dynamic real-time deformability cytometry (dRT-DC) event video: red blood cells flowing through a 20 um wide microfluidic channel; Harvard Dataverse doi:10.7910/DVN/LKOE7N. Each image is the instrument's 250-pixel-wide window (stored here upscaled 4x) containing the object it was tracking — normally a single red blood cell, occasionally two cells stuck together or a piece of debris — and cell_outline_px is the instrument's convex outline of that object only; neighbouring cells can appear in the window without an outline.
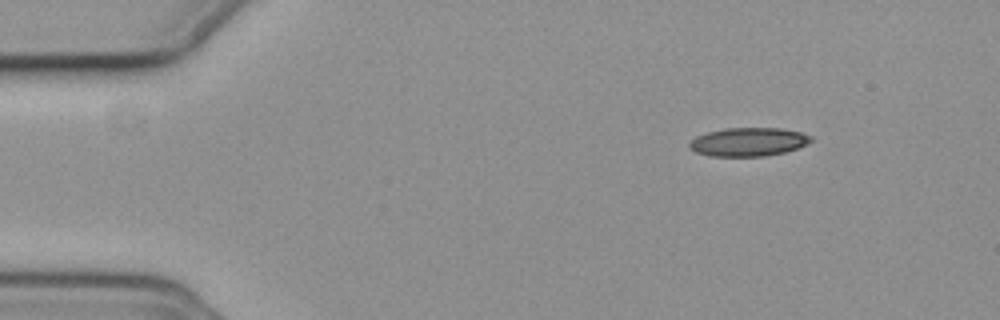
{"species": "common noctule bat (a hibernating species)", "species_latin": "Nyctalus noctula", "temperature_condition": "cold", "stored_images_in_passage": 49, "camera_frame_rate_fps": 3000, "um_per_image_px": 0.085, "animal": {"sex": "female", "body_mass_g": 19.3, "forearm_length_mm": 54.1}, "frame": {"image": 1, "passage_image": 1, "time_ms": 0.0, "image_size_px": [1000, 320], "cell_outline_px": [[812, 140], [808, 144], [784, 152], [764, 156], [708, 156], [696, 152], [688, 148], [688, 144], [696, 136], [708, 132], [724, 128], [780, 128], [800, 132], [812, 136]], "centroid_in_image_um": [63.59, 12.06], "position_along_channel_um": 21.4, "area_um2": 20.23}}
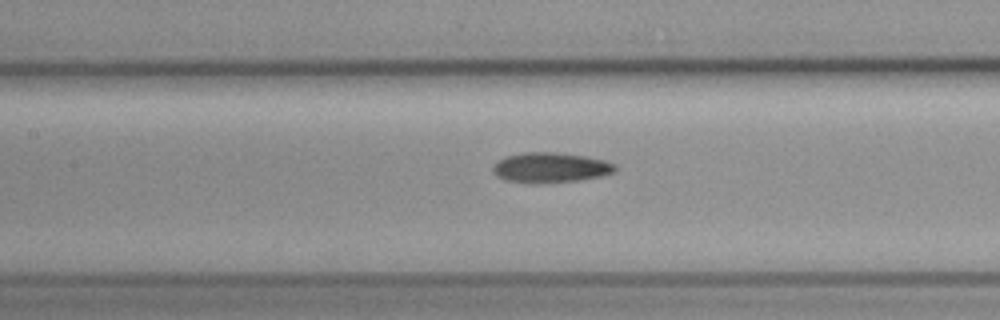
{"frame": {"image": 2, "passage_image": 19, "time_ms": 6.0, "image_size_px": [1000, 320], "cell_outline_px": [[616, 172], [604, 176], [580, 180], [544, 184], [528, 184], [504, 180], [496, 176], [492, 172], [492, 168], [504, 156], [524, 152], [556, 152], [588, 156], [604, 160], [616, 164]], "centroid_in_image_um": [46.81, 14.26], "position_along_channel_um": 160.6, "area_um2": 22.08}}
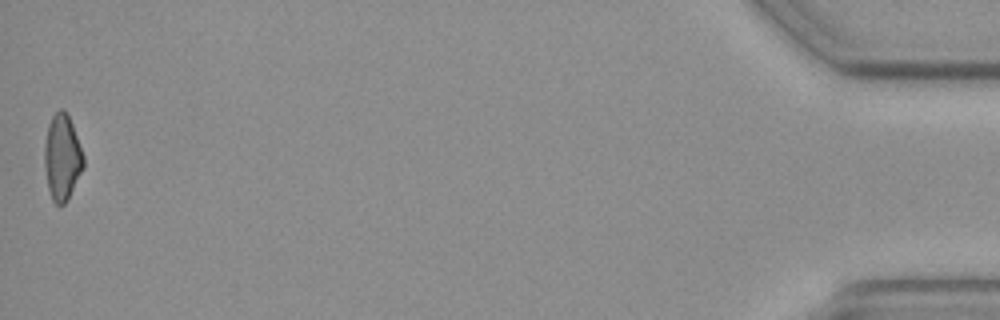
{"frame": {"image": 3, "passage_image": 49, "time_ms": 16.0, "image_size_px": [1000, 320], "cell_outline_px": [[84, 168], [64, 204], [56, 204], [52, 200], [48, 188], [44, 164], [44, 144], [48, 124], [52, 116], [60, 108], [64, 108], [72, 124], [84, 156]], "centroid_in_image_um": [5.27, 13.35], "position_along_channel_um": 429.9, "area_um2": 19.42}}